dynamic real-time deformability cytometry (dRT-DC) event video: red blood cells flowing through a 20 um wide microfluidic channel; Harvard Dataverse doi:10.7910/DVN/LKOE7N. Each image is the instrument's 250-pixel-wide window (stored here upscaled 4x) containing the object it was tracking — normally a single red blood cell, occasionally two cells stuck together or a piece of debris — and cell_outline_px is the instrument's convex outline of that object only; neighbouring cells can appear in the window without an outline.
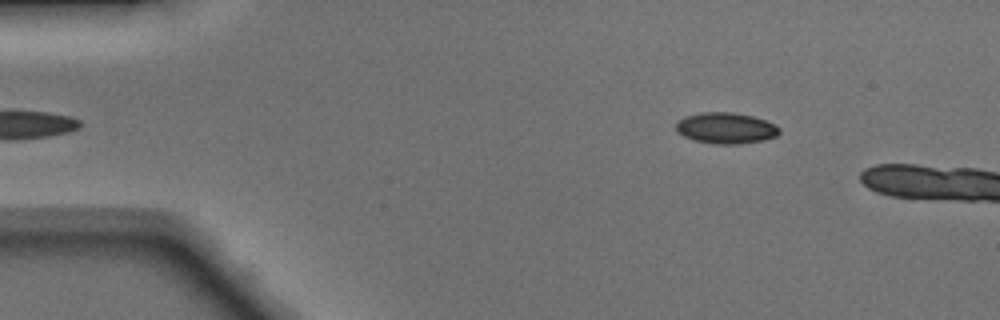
{"species": "Egyptian fruit bat (a non-hibernating species)", "species_latin": "Rousettus aegyptiacus", "temperature_condition": "warm", "stored_images_in_passage": 5, "camera_frame_rate_fps": 3000, "um_per_image_px": 0.085, "animal": {"sex": "male"}, "frame": {"image": 1, "passage_image": 2, "time_ms": 0.333, "image_size_px": [1000, 320], "cell_outline_px": [[780, 132], [776, 136], [764, 140], [736, 144], [712, 144], [696, 140], [684, 136], [676, 132], [676, 120], [684, 116], [700, 112], [732, 112], [752, 116], [776, 124], [780, 128]], "centroid_in_image_um": [61.67, 10.88], "position_along_channel_um": 23.3, "area_um2": 18.84}}